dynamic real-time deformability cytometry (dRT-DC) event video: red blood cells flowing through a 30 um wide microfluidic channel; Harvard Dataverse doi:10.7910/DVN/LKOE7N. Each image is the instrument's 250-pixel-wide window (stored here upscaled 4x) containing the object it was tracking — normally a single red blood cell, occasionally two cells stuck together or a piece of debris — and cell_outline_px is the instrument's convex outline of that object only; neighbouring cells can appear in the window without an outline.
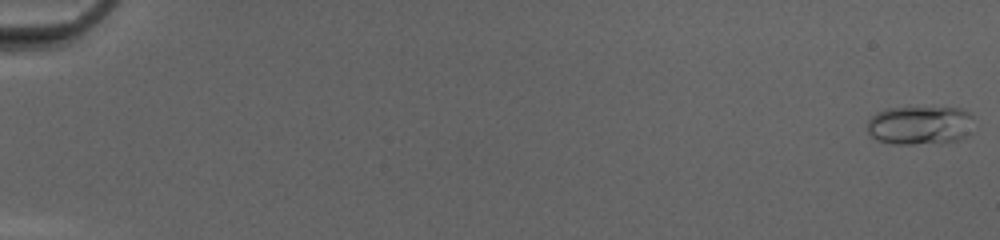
{"species": "common noctule bat (a hibernating species)", "species_latin": "Nyctalus noctula", "temperature_condition": "cold", "stored_images_in_passage": 51, "camera_frame_rate_fps": 3000, "um_per_image_px": 0.085, "animal": {"sex": "female", "body_mass_g": 20.0, "forearm_length_mm": 54.0}, "frame": {"image": 1, "passage_image": 1, "time_ms": 0.0, "image_size_px": [1000, 240], "cell_outline_px": [[972, 132], [968, 136], [956, 140], [912, 144], [892, 144], [876, 140], [868, 132], [868, 120], [876, 112], [884, 108], [960, 108], [968, 112], [972, 116]], "centroid_in_image_um": [78.18, 10.64], "position_along_channel_um": 6.8, "area_um2": 24.04}}
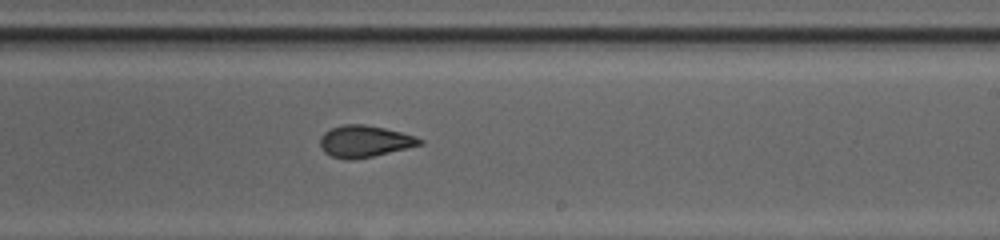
{"frame": {"image": 2, "passage_image": 33, "time_ms": 10.667, "image_size_px": [1000, 240], "cell_outline_px": [[424, 144], [372, 156], [352, 160], [344, 160], [332, 156], [324, 152], [320, 148], [320, 136], [324, 132], [332, 128], [344, 124], [364, 124], [384, 128], [416, 136], [424, 140]], "centroid_in_image_um": [30.97, 12.01], "position_along_channel_um": 258.0, "area_um2": 18.44}}
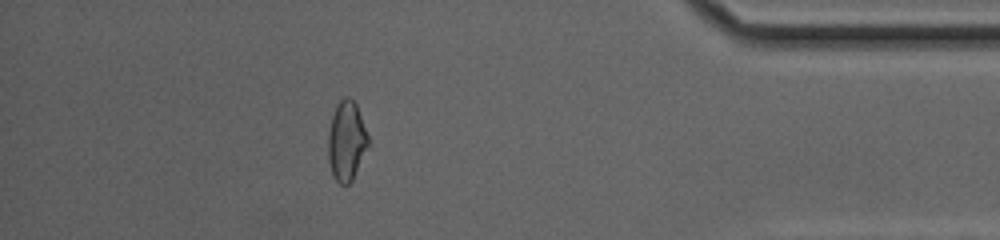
{"frame": {"image": 3, "passage_image": 46, "time_ms": 15.0, "image_size_px": [1000, 240], "cell_outline_px": [[368, 144], [352, 180], [348, 184], [340, 184], [332, 176], [328, 160], [328, 132], [332, 116], [336, 104], [344, 96], [348, 96], [356, 104], [368, 136]], "centroid_in_image_um": [29.42, 11.97], "position_along_channel_um": 405.8, "area_um2": 18.38}, "authors_computed_cell_mechanics": {"area_um2": 19.1318, "velocity_mm_per_s": 4.2028, "shape_relaxation_time_tau1_ms": null, "shape_relaxation_time_tau2_ms": 1.0823, "deformation_change_tau1": null, "deformation_change_tau2": 0.0747}}